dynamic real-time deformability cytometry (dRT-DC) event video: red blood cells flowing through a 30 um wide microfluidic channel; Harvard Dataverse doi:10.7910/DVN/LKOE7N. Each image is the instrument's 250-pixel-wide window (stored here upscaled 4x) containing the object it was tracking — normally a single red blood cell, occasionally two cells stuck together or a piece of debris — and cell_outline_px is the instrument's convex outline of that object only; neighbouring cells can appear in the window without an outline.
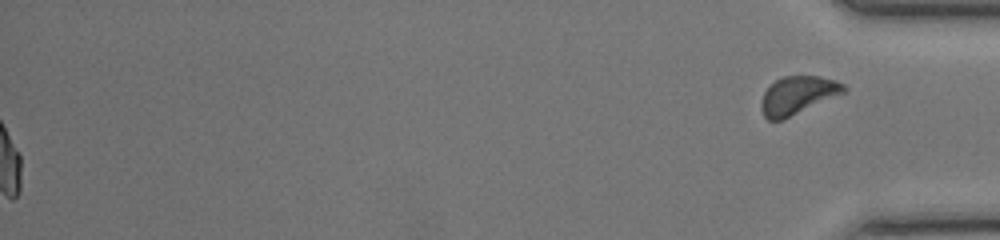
{"species": "common noctule bat (a hibernating species)", "species_latin": "Nyctalus noctula", "temperature_condition": "room temperature", "stored_images_in_passage": 50, "segment_of_instrument_passage": [2, 2], "camera_frame_rate_fps": 3000, "um_per_image_px": 0.085, "animal": {"sex": "female", "body_mass_g": 17.0, "forearm_length_mm": 48.0}, "frame": {"image": 1, "passage_image": 50, "time_ms": 16.333, "image_size_px": [1000, 240], "cell_outline_px": [[848, 88], [844, 92], [784, 120], [768, 120], [764, 116], [760, 108], [760, 100], [764, 92], [776, 80], [784, 76], [820, 76], [836, 80], [844, 84]], "centroid_in_image_um": [67.79, 8.1], "position_along_channel_um": 367.4, "area_um2": 18.32}}